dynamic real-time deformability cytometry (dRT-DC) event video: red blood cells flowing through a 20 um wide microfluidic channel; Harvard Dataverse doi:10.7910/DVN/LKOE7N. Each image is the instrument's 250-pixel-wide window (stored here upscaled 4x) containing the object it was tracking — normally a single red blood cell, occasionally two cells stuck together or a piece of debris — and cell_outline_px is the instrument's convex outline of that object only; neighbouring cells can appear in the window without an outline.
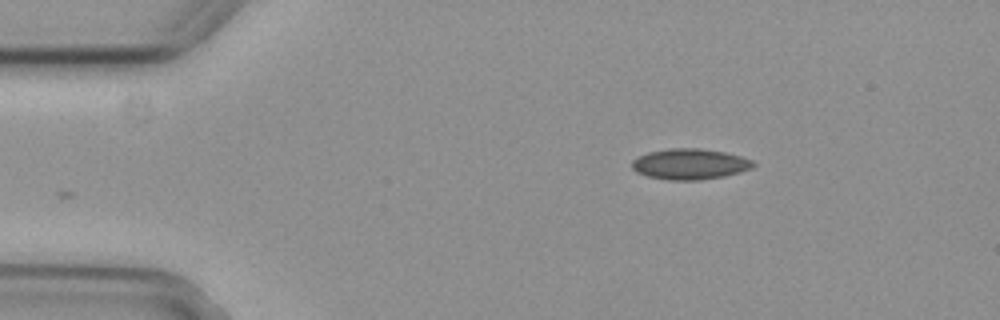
{"species": "common noctule bat (a hibernating species)", "species_latin": "Nyctalus noctula", "temperature_condition": "cold", "stored_images_in_passage": 4, "camera_frame_rate_fps": 3000, "um_per_image_px": 0.085, "animal": {"sex": "female", "body_mass_g": 29.2, "forearm_length_mm": 56.3}, "frame": {"image": 1, "passage_image": 4, "time_ms": 1.0, "image_size_px": [1000, 320], "cell_outline_px": [[756, 164], [752, 168], [740, 172], [724, 176], [700, 180], [668, 180], [648, 176], [636, 172], [632, 168], [632, 160], [636, 156], [648, 152], [668, 148], [700, 148], [724, 152], [740, 156], [752, 160]], "centroid_in_image_um": [58.61, 13.94], "position_along_channel_um": 26.4, "area_um2": 21.85}}